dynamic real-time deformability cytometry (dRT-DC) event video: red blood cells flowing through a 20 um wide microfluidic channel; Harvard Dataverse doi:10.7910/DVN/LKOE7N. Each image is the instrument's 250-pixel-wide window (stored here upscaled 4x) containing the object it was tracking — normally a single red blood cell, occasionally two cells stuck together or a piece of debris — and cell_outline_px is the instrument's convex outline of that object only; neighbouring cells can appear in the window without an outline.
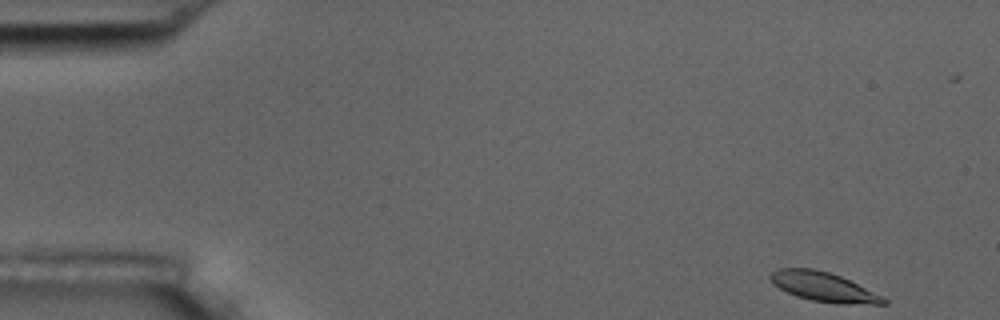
{"species": "common noctule bat (a hibernating species)", "species_latin": "Nyctalus noctula", "temperature_condition": "room temperature", "stored_images_in_passage": 53, "camera_frame_rate_fps": 3000, "um_per_image_px": 0.085, "animal": {"sex": "male", "body_mass_g": 17.5, "forearm_length_mm": 52.3}, "frame": {"image": 1, "passage_image": 1, "time_ms": 0.0, "image_size_px": [1000, 320], "cell_outline_px": [[888, 304], [836, 304], [812, 300], [796, 296], [772, 284], [768, 276], [776, 268], [812, 268], [828, 272], [840, 276], [888, 300]], "centroid_in_image_um": [69.93, 24.38], "position_along_channel_um": 15.1, "area_um2": 19.13}}
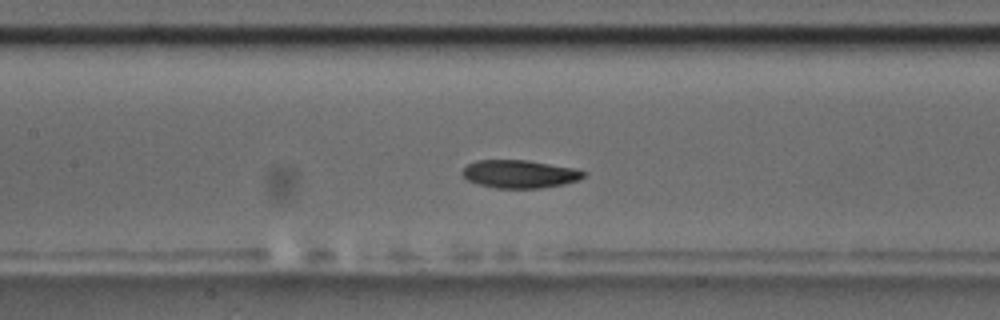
{"frame": {"image": 2, "passage_image": 23, "time_ms": 7.333, "image_size_px": [1000, 320], "cell_outline_px": [[588, 172], [580, 180], [564, 184], [540, 188], [496, 188], [480, 184], [468, 180], [460, 172], [468, 164], [476, 160], [528, 160], [572, 168]], "centroid_in_image_um": [44.18, 14.79], "position_along_channel_um": 163.2, "area_um2": 19.71}}
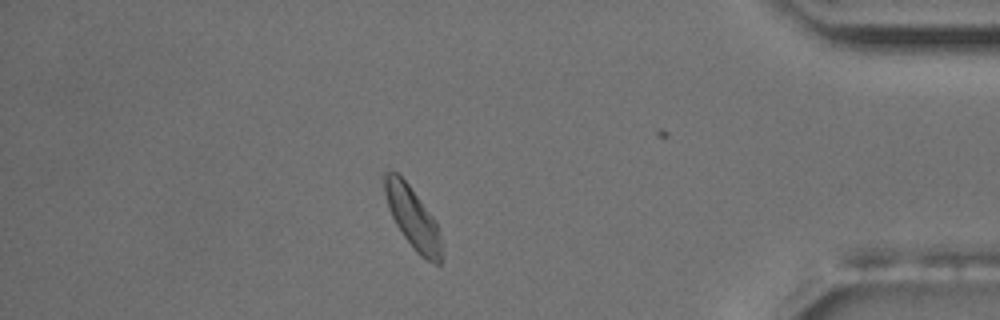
{"frame": {"image": 3, "passage_image": 46, "time_ms": 15.0, "image_size_px": [1000, 320], "cell_outline_px": [[444, 244], [440, 264], [436, 264], [420, 256], [416, 252], [404, 236], [396, 224], [388, 208], [380, 176], [384, 168], [396, 172], [408, 184], [436, 220]], "centroid_in_image_um": [35.06, 18.46], "position_along_channel_um": 400.1, "area_um2": 20.98}, "authors_computed_cell_mechanics": {"area_um2": 19.9988, "velocity_mm_per_s": 3.5846, "shape_relaxation_time_tau1_ms": 2.42, "shape_relaxation_time_tau2_ms": null, "deformation_change_tau1": 0.1045, "deformation_change_tau2": null}}